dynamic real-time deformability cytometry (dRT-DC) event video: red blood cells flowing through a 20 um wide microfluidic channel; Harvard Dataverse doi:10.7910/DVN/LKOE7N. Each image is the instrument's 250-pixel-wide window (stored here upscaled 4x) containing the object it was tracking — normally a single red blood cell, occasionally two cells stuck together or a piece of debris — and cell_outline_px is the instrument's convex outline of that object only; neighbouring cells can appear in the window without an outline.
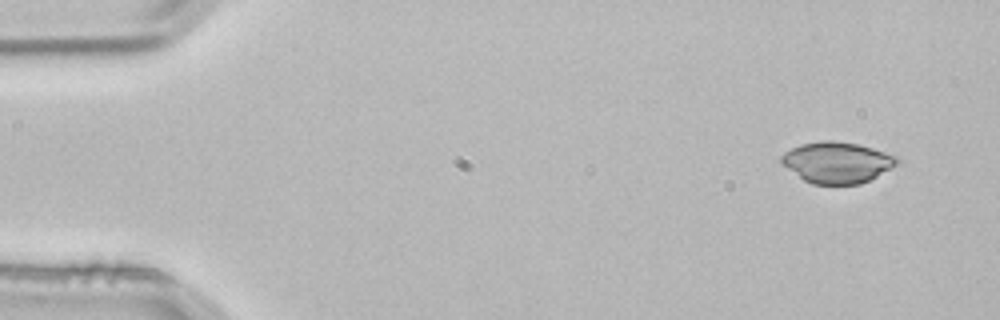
{"species": "common noctule bat (a hibernating species)", "species_latin": "Nyctalus noctula", "temperature_condition": "room temperature", "stored_images_in_passage": 4, "camera_frame_rate_fps": 3000, "um_per_image_px": 0.085, "animal": {"sex": "male", "body_mass_g": 21.5, "forearm_length_mm": 52.0}, "frame": {"image": 1, "passage_image": 1, "time_ms": 0.0, "image_size_px": [1000, 320], "cell_outline_px": [[900, 160], [896, 164], [876, 176], [860, 184], [812, 184], [804, 180], [780, 164], [780, 156], [784, 152], [800, 144], [820, 140], [832, 140], [856, 144], [872, 148], [896, 156]], "centroid_in_image_um": [71.08, 13.8], "position_along_channel_um": 13.9, "area_um2": 27.57}}
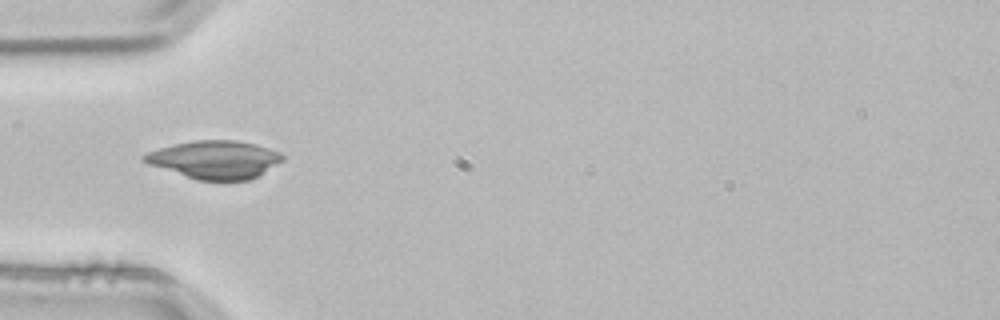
{"frame": {"image": 2, "passage_image": 3, "time_ms": 0.667, "image_size_px": [1000, 320], "cell_outline_px": [[284, 160], [256, 176], [248, 180], [196, 180], [148, 164], [140, 160], [140, 156], [148, 152], [160, 148], [176, 144], [196, 140], [236, 140], [256, 144], [280, 152], [284, 156]], "centroid_in_image_um": [18.23, 13.56], "position_along_channel_um": 66.8, "area_um2": 30.52}}